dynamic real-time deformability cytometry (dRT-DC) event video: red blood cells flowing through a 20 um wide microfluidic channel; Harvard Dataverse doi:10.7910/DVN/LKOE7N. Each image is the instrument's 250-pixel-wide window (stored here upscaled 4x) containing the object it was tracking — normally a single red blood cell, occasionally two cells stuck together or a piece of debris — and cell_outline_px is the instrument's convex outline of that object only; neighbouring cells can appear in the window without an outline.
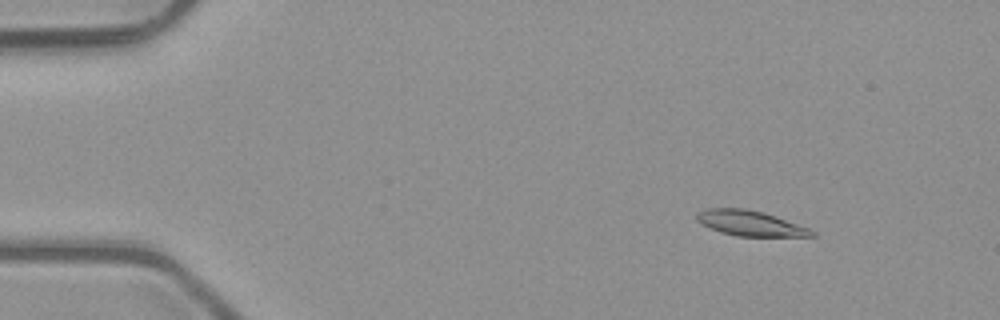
{"species": "common noctule bat (a hibernating species)", "species_latin": "Nyctalus noctula", "temperature_condition": "room temperature", "stored_images_in_passage": 53, "camera_frame_rate_fps": 3000, "um_per_image_px": 0.085, "animal": {"sex": "male", "body_mass_g": 23.1, "forearm_length_mm": 52.7}, "frame": {"image": 1, "passage_image": 7, "time_ms": 2.0, "image_size_px": [1000, 320], "cell_outline_px": [[816, 236], [736, 236], [720, 232], [696, 220], [696, 212], [708, 208], [744, 208], [764, 212], [808, 228], [816, 232]], "centroid_in_image_um": [63.75, 18.97], "position_along_channel_um": 21.3, "area_um2": 16.76}}
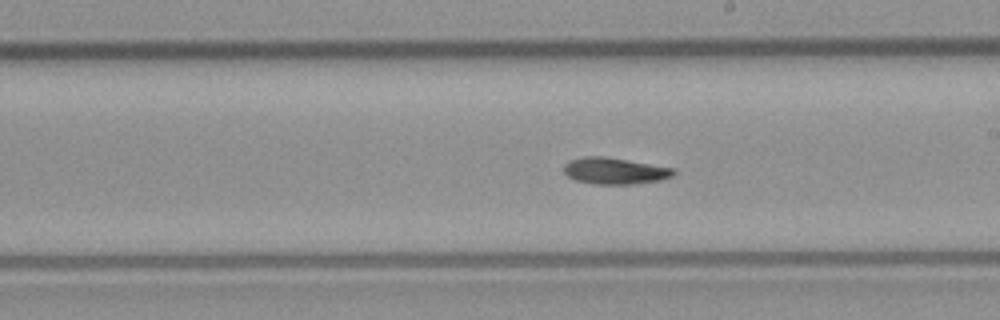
{"frame": {"image": 2, "passage_image": 30, "time_ms": 9.667, "image_size_px": [1000, 320], "cell_outline_px": [[676, 172], [672, 176], [660, 180], [636, 184], [592, 184], [576, 180], [568, 176], [564, 172], [564, 164], [568, 160], [584, 156], [604, 156], [676, 168]], "centroid_in_image_um": [52.26, 14.52], "position_along_channel_um": 236.7, "area_um2": 17.11}}
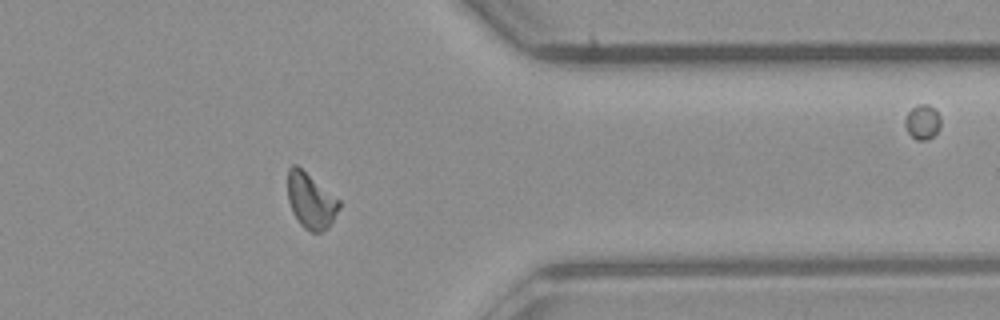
{"frame": {"image": 3, "passage_image": 42, "time_ms": 13.667, "image_size_px": [1000, 320], "cell_outline_px": [[340, 208], [328, 228], [320, 232], [312, 232], [304, 228], [300, 224], [292, 212], [288, 200], [288, 168], [292, 164], [296, 164], [340, 200]], "centroid_in_image_um": [26.41, 17.07], "position_along_channel_um": 385.0, "area_um2": 16.59}, "authors_computed_cell_mechanics": {"area_um2": 16.762, "velocity_mm_per_s": 4.0317, "shape_relaxation_time_tau1_ms": 3.6468, "shape_relaxation_time_tau2_ms": null, "deformation_change_tau1": 0.1614, "deformation_change_tau2": null}}